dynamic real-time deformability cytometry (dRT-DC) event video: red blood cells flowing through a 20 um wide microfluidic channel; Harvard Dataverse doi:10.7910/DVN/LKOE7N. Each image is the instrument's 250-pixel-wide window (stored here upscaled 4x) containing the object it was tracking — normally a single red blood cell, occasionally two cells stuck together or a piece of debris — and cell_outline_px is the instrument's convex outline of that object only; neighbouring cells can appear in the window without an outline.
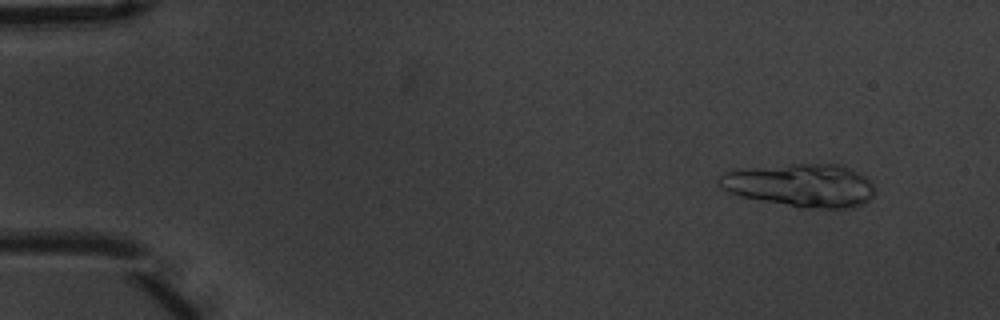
{"species": "common noctule bat (a hibernating species)", "species_latin": "Nyctalus noctula", "temperature_condition": "warm", "stored_images_in_passage": 6, "segment_of_instrument_passage": [1, 2], "camera_frame_rate_fps": 3000, "um_per_image_px": 0.085, "animal": {"sex": "male", "body_mass_g": 20.1, "forearm_length_mm": 53.5}, "frame": {"image": 1, "passage_image": 2, "time_ms": 0.333, "image_size_px": [1000, 320], "cell_outline_px": [[876, 192], [864, 204], [844, 208], [800, 208], [760, 200], [744, 196], [732, 192], [724, 188], [720, 184], [720, 176], [724, 172], [788, 164], [840, 164], [852, 168], [864, 176], [876, 188]], "centroid_in_image_um": [68.16, 15.76], "position_along_channel_um": 16.8, "area_um2": 38.67}}
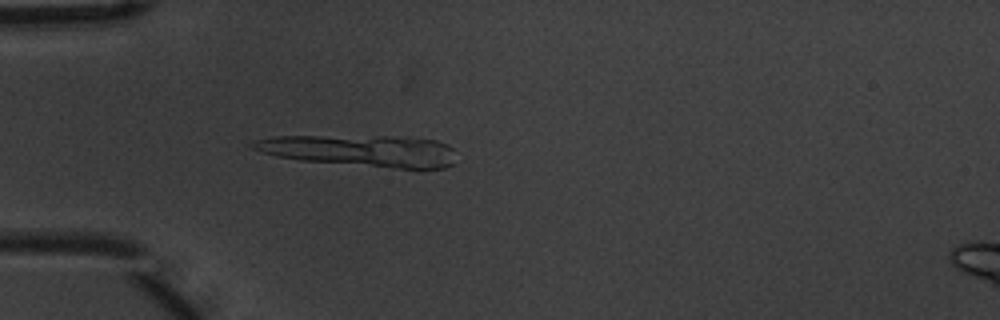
{"frame": {"image": 2, "passage_image": 5, "time_ms": 1.333, "image_size_px": [1000, 320], "cell_outline_px": [[452, 164], [444, 168], [392, 168], [300, 160], [276, 156], [252, 148], [248, 144], [256, 140], [276, 136], [384, 136], [436, 140], [448, 144], [452, 148]], "centroid_in_image_um": [30.63, 12.8], "position_along_channel_um": 54.4, "area_um2": 37.05}}